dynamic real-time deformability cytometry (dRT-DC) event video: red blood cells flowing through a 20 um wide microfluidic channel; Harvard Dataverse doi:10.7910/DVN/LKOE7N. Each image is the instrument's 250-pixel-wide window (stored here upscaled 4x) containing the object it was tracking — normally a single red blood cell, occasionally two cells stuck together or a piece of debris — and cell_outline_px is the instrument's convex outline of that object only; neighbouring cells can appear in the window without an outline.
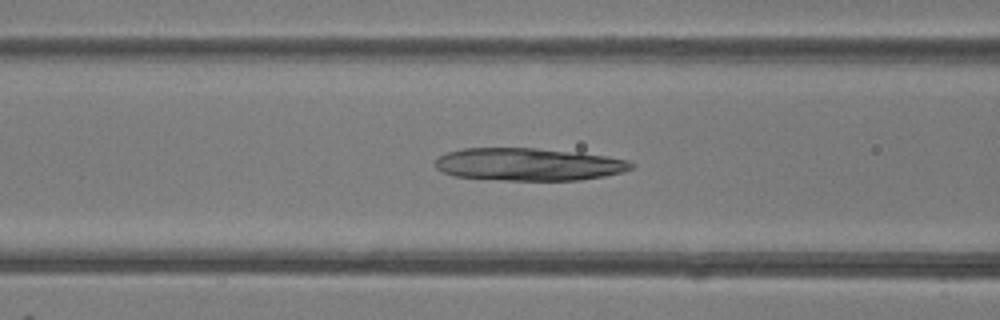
{"species": "common noctule bat (a hibernating species)", "species_latin": "Nyctalus noctula", "temperature_condition": "room temperature", "stored_images_in_passage": 48, "camera_frame_rate_fps": 3000, "um_per_image_px": 0.085, "animal": {"sex": "female"}, "frame": {"image": 1, "passage_image": 19, "time_ms": 6.0, "image_size_px": [1000, 320], "cell_outline_px": [[636, 164], [632, 168], [624, 172], [604, 176], [580, 180], [504, 180], [456, 176], [444, 172], [436, 168], [432, 164], [440, 156], [448, 152], [464, 148], [536, 148], [576, 152], [608, 156], [628, 160]], "centroid_in_image_um": [44.96, 13.97], "position_along_channel_um": 121.6, "area_um2": 37.28}}
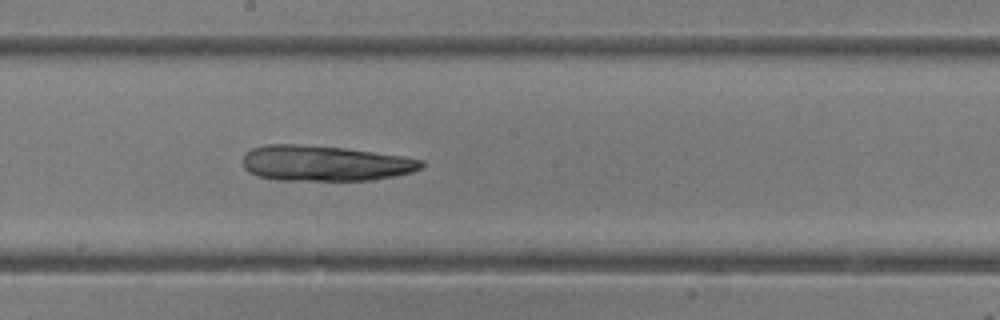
{"frame": {"image": 2, "passage_image": 26, "time_ms": 8.333, "image_size_px": [1000, 320], "cell_outline_px": [[424, 164], [420, 168], [412, 172], [396, 176], [368, 180], [276, 180], [256, 176], [248, 172], [244, 168], [244, 156], [252, 148], [264, 144], [300, 144], [344, 148], [404, 156], [424, 160]], "centroid_in_image_um": [27.61, 13.88], "position_along_channel_um": 220.6, "area_um2": 37.05}}
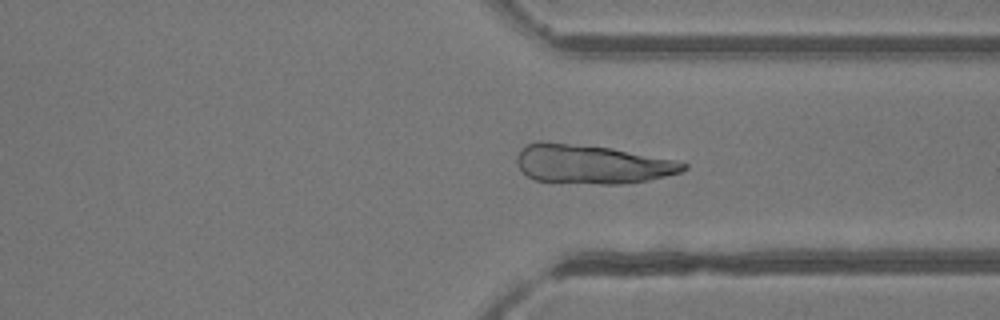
{"frame": {"image": 3, "passage_image": 36, "time_ms": 11.667, "image_size_px": [1000, 320], "cell_outline_px": [[688, 168], [680, 172], [648, 180], [624, 184], [600, 184], [536, 180], [528, 176], [516, 164], [516, 156], [520, 148], [528, 144], [540, 140], [544, 140], [612, 148], [672, 160], [688, 164]], "centroid_in_image_um": [50.25, 13.94], "position_along_channel_um": 361.2, "area_um2": 37.74}}